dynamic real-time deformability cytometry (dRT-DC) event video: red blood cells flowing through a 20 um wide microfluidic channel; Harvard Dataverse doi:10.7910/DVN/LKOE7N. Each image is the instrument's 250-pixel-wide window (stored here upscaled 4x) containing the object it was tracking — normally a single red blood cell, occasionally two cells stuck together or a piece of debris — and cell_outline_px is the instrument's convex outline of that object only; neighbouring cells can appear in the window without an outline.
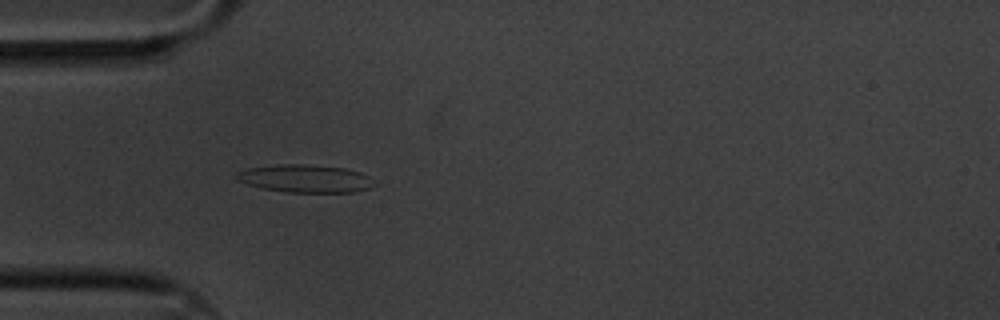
{"species": "common noctule bat (a hibernating species)", "species_latin": "Nyctalus noctula", "temperature_condition": "cold", "stored_images_in_passage": 5, "camera_frame_rate_fps": 3000, "um_per_image_px": 0.085, "animal": {"sex": "male", "body_mass_g": 20.1, "forearm_length_mm": 53.5}, "frame": {"image": 1, "passage_image": 5, "time_ms": 1.333, "image_size_px": [1000, 320], "cell_outline_px": [[380, 184], [368, 188], [352, 192], [288, 192], [264, 188], [248, 184], [236, 180], [236, 172], [248, 168], [276, 164], [304, 164], [344, 168], [360, 172], [368, 176]], "centroid_in_image_um": [25.97, 15.17], "position_along_channel_um": 59.0, "area_um2": 22.31}}